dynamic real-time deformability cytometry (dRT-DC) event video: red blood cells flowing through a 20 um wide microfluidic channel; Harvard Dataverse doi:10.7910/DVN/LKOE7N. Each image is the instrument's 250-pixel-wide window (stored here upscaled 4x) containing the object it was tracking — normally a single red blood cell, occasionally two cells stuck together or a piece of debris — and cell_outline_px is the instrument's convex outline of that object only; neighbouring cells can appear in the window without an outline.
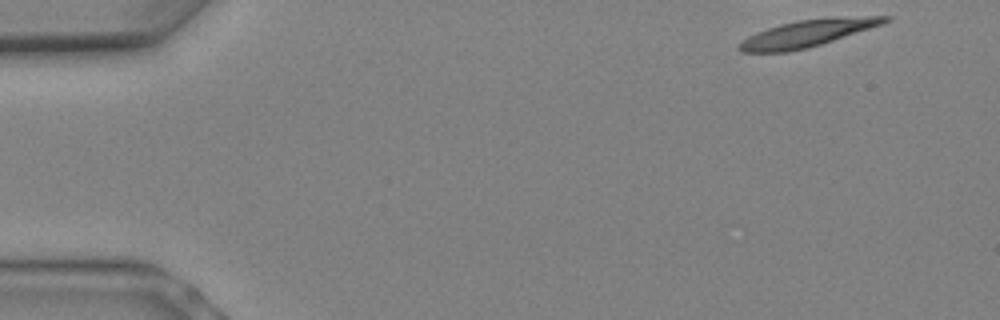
{"species": "Egyptian fruit bat (a non-hibernating species)", "species_latin": "Rousettus aegyptiacus", "temperature_condition": "warm", "stored_images_in_passage": 6, "camera_frame_rate_fps": 3000, "um_per_image_px": 0.085, "animal": {"sex": "female"}, "frame": {"image": 1, "passage_image": 1, "time_ms": 0.0, "image_size_px": [1000, 320], "cell_outline_px": [[892, 20], [884, 24], [808, 48], [788, 52], [740, 52], [736, 48], [748, 36], [756, 32], [780, 24], [800, 20], [864, 16], [892, 16]], "centroid_in_image_um": [68.65, 2.84], "position_along_channel_um": 16.4, "area_um2": 22.54}}